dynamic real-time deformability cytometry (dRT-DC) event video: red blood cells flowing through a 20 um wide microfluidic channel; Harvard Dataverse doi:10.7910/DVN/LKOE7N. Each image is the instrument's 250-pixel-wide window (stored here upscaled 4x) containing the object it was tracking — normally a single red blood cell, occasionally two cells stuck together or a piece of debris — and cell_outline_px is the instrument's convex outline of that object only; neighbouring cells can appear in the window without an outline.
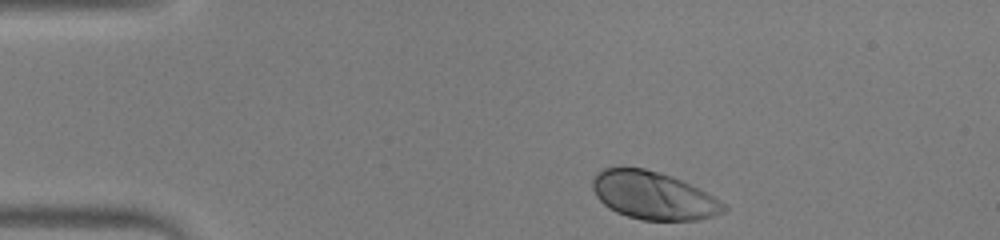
{"species": "human", "species_latin": "Homo sapiens", "temperature_condition": "warm", "stored_images_in_passage": 44, "camera_frame_rate_fps": 3000, "um_per_image_px": 0.085, "donor": {"sex": "male"}, "frame": {"image": 1, "passage_image": 1, "time_ms": 0.0, "image_size_px": [1000, 240], "cell_outline_px": [[728, 208], [724, 212], [700, 220], [640, 220], [616, 212], [608, 208], [596, 196], [592, 188], [592, 180], [604, 168], [644, 168], [660, 172], [672, 176], [700, 188], [720, 200]], "centroid_in_image_um": [55.56, 16.63], "position_along_channel_um": 29.4, "area_um2": 36.53}}
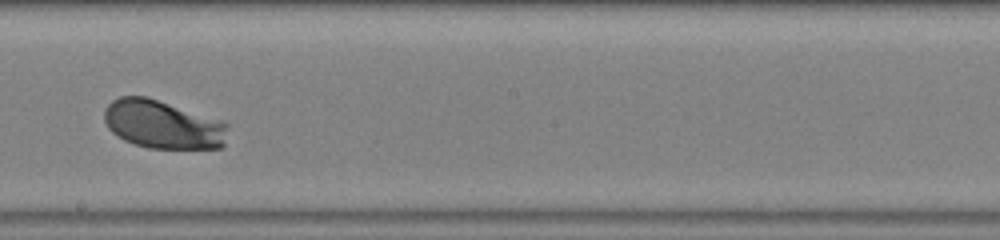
{"frame": {"image": 2, "passage_image": 22, "time_ms": 7.0, "image_size_px": [1000, 240], "cell_outline_px": [[228, 124], [224, 144], [220, 148], [148, 148], [124, 140], [116, 136], [108, 128], [104, 120], [104, 108], [112, 100], [120, 96], [148, 96], [224, 120]], "centroid_in_image_um": [13.84, 10.56], "position_along_channel_um": 234.4, "area_um2": 35.32}}
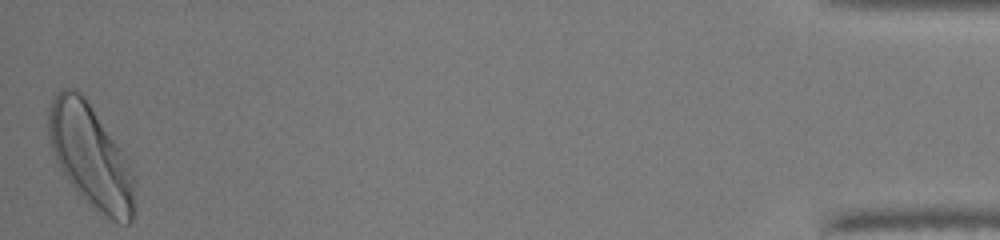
{"frame": {"image": 3, "passage_image": 44, "time_ms": 14.333, "image_size_px": [1000, 240], "cell_outline_px": [[136, 212], [132, 220], [128, 224], [120, 224], [112, 220], [80, 196], [68, 180], [60, 168], [52, 148], [48, 136], [48, 108], [56, 92], [60, 88], [76, 88], [84, 96], [116, 144], [128, 164], [132, 176], [136, 208]], "centroid_in_image_um": [7.68, 13.29], "position_along_channel_um": 427.5, "area_um2": 50.69}, "authors_computed_cell_mechanics": {"area_um2": 35.258, "velocity_mm_per_s": 3.8748, "shape_relaxation_time_tau1_ms": 1.3188, "shape_relaxation_time_tau2_ms": null, "deformation_change_tau1": 0.1225, "deformation_change_tau2": null}}